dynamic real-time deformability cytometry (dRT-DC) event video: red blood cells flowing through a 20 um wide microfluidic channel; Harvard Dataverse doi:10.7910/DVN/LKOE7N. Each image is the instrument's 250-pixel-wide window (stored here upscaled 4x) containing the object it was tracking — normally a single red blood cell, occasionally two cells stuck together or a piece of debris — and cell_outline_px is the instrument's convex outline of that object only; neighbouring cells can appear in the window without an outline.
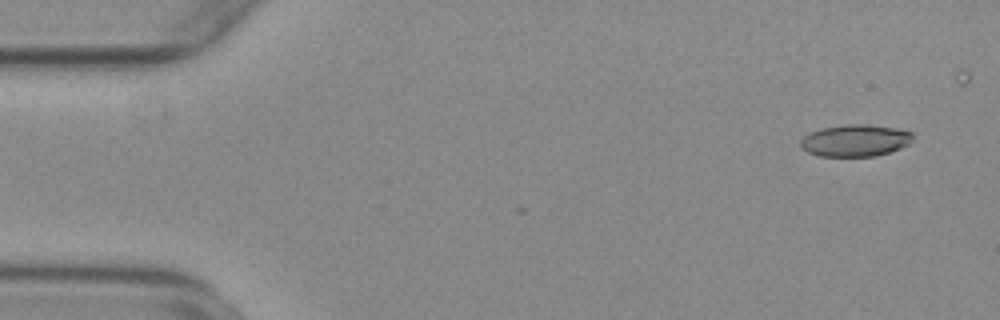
{"species": "common noctule bat (a hibernating species)", "species_latin": "Nyctalus noctula", "temperature_condition": "warm", "stored_images_in_passage": 6, "camera_frame_rate_fps": 3000, "um_per_image_px": 0.085, "animal": {"sex": "female", "body_mass_g": 29.2, "forearm_length_mm": 56.3}, "frame": {"image": 1, "passage_image": 3, "time_ms": 0.667, "image_size_px": [1000, 320], "cell_outline_px": [[916, 136], [908, 144], [900, 148], [876, 156], [820, 156], [808, 152], [800, 144], [800, 140], [808, 132], [820, 128], [844, 124], [868, 124], [896, 128], [912, 132]], "centroid_in_image_um": [72.7, 11.92], "position_along_channel_um": 12.3, "area_um2": 21.04}}